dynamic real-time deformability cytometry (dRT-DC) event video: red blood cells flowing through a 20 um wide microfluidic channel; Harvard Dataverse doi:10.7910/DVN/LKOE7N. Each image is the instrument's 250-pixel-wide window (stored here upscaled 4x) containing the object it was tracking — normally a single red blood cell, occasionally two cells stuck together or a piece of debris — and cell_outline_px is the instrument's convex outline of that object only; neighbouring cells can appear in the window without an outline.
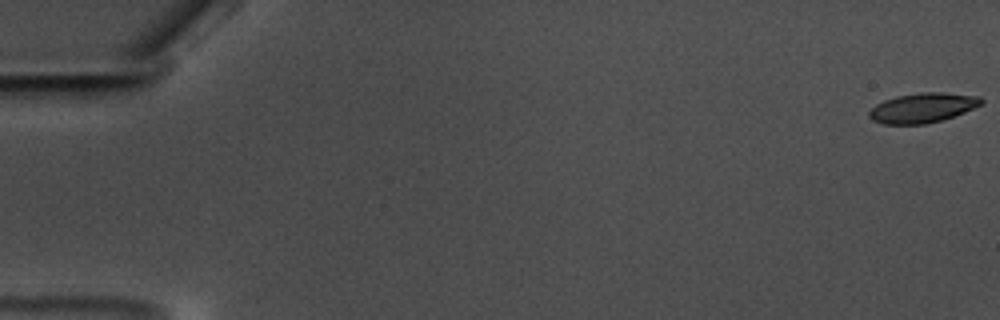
{"species": "common noctule bat (a hibernating species)", "species_latin": "Nyctalus noctula", "temperature_condition": "warm", "stored_images_in_passage": 16, "camera_frame_rate_fps": 3000, "um_per_image_px": 0.085, "animal": {"sex": "male", "body_mass_g": 17.5, "forearm_length_mm": 52.3}, "frame": {"image": 1, "passage_image": 1, "time_ms": 0.0, "image_size_px": [1000, 320], "cell_outline_px": [[984, 100], [980, 104], [964, 112], [940, 120], [924, 124], [884, 124], [872, 120], [868, 116], [868, 112], [876, 104], [884, 100], [896, 96], [920, 92], [944, 92], [980, 96]], "centroid_in_image_um": [78.39, 9.15], "position_along_channel_um": 6.6, "area_um2": 19.31}}